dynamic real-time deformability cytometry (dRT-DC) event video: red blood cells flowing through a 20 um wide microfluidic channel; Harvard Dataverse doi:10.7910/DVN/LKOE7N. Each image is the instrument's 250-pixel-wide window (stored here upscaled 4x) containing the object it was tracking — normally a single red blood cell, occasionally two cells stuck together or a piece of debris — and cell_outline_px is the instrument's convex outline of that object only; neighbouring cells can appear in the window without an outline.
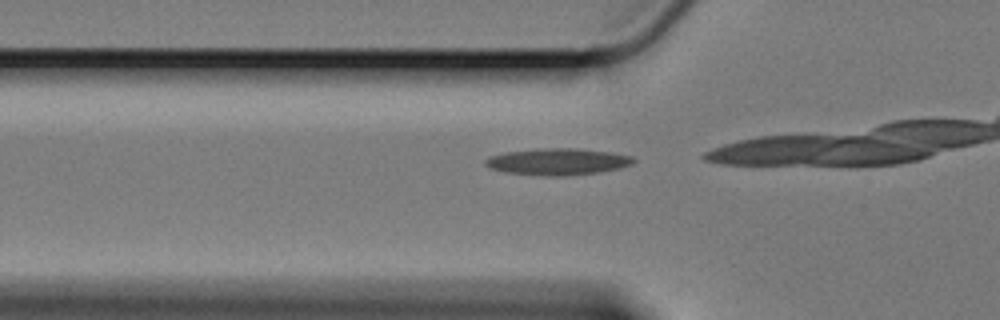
{"species": "Egyptian fruit bat (a non-hibernating species)", "species_latin": "Rousettus aegyptiacus", "temperature_condition": "cold", "stored_images_in_passage": 6, "camera_frame_rate_fps": 3000, "um_per_image_px": 0.085, "animal": {"sex": "female"}, "frame": {"image": 1, "passage_image": 2, "time_ms": 0.333, "image_size_px": [1000, 320], "cell_outline_px": [[636, 160], [632, 164], [620, 168], [600, 172], [564, 176], [544, 176], [508, 172], [492, 168], [484, 164], [484, 160], [488, 156], [504, 152], [536, 148], [576, 148], [612, 152], [632, 156]], "centroid_in_image_um": [47.41, 13.73], "position_along_channel_um": 78.4, "area_um2": 23.18}}
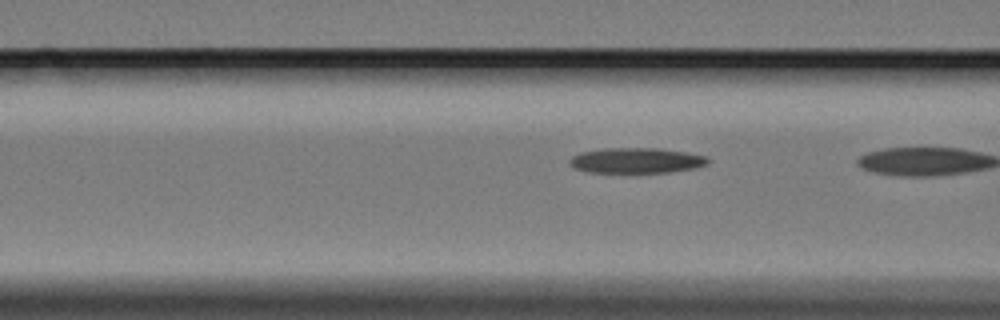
{"frame": {"image": 2, "passage_image": 5, "time_ms": 1.333, "image_size_px": [1000, 320], "cell_outline_px": [[708, 164], [692, 168], [668, 172], [592, 172], [576, 168], [568, 164], [568, 160], [572, 156], [580, 152], [604, 148], [660, 148], [688, 152], [708, 156]], "centroid_in_image_um": [54.09, 13.62], "position_along_channel_um": 112.5, "area_um2": 20.4}}